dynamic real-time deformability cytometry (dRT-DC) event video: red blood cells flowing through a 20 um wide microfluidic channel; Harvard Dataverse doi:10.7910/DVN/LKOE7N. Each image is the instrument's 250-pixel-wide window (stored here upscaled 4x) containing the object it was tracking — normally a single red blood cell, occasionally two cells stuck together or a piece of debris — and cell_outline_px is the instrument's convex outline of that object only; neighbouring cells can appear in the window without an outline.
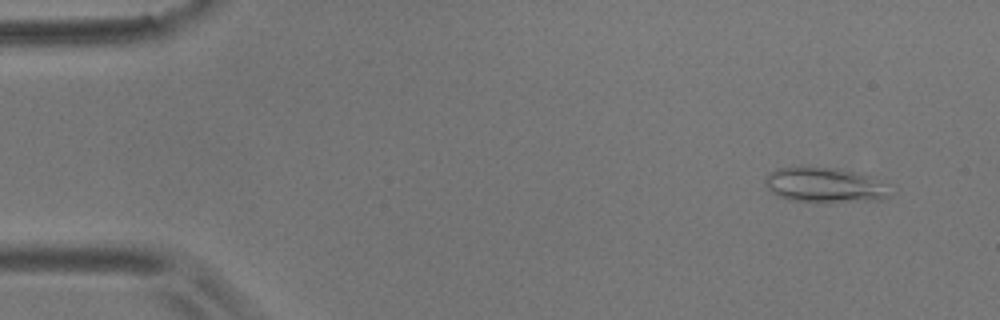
{"species": "common noctule bat (a hibernating species)", "species_latin": "Nyctalus noctula", "temperature_condition": "room temperature", "stored_images_in_passage": 4, "camera_frame_rate_fps": 3000, "um_per_image_px": 0.085, "animal": {"sex": "male", "body_mass_g": 17.9}, "frame": {"image": 1, "passage_image": 1, "time_ms": 0.0, "image_size_px": [1000, 320], "cell_outline_px": [[888, 196], [884, 200], [792, 200], [780, 196], [772, 192], [764, 184], [764, 180], [768, 172], [776, 168], [840, 168], [864, 176], [880, 184], [888, 192]], "centroid_in_image_um": [69.96, 15.71], "position_along_channel_um": 15.0, "area_um2": 23.81}}